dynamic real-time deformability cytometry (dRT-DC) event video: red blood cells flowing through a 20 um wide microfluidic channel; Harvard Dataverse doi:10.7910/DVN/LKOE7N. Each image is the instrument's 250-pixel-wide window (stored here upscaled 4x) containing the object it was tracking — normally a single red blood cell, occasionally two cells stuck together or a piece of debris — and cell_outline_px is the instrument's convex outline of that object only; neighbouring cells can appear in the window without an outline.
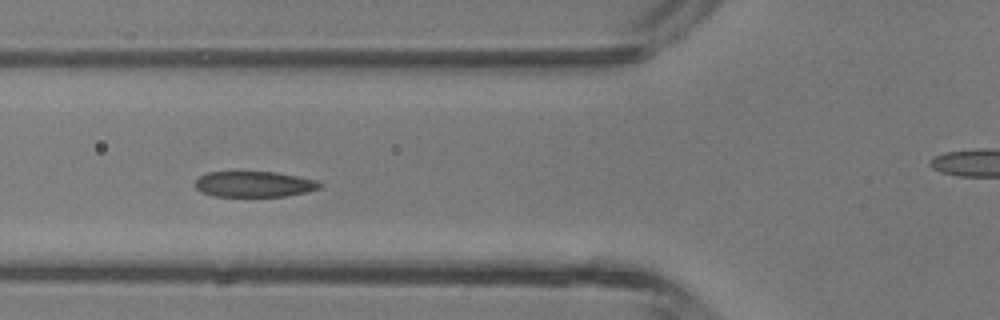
{"species": "common noctule bat (a hibernating species)", "species_latin": "Nyctalus noctula", "temperature_condition": "room temperature", "stored_images_in_passage": 4, "camera_frame_rate_fps": 3000, "um_per_image_px": 0.085, "animal": {"sex": "male", "body_mass_g": 13.3}, "frame": {"image": 1, "passage_image": 4, "time_ms": 3.333, "image_size_px": [1000, 320], "cell_outline_px": [[324, 184], [320, 188], [308, 192], [288, 196], [212, 196], [200, 192], [196, 188], [196, 180], [200, 176], [208, 172], [276, 172], [316, 180]], "centroid_in_image_um": [21.63, 15.66], "position_along_channel_um": 104.2, "area_um2": 18.73}}